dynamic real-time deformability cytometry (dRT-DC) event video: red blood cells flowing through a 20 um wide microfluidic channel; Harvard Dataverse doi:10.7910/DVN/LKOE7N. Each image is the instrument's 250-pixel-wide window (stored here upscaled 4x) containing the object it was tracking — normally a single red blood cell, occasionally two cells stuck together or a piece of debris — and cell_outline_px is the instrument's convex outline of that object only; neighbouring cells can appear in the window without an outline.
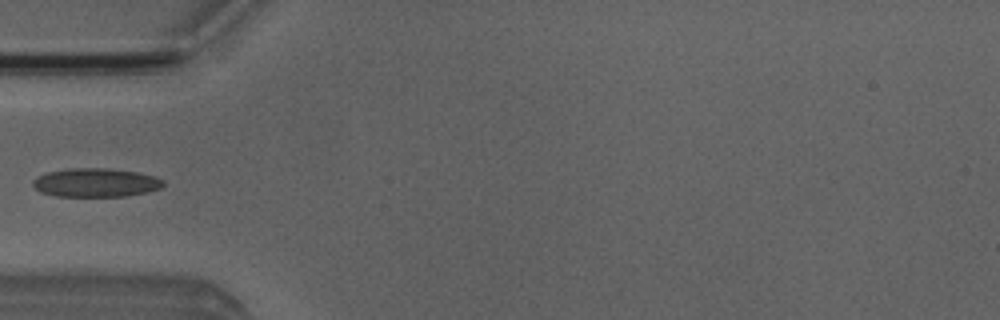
{"species": "Egyptian fruit bat (a non-hibernating species)", "species_latin": "Rousettus aegyptiacus", "temperature_condition": "room temperature", "stored_images_in_passage": 1, "camera_frame_rate_fps": 3000, "um_per_image_px": 0.085, "animal": {"sex": "male"}, "frame": {"image": 1, "passage_image": 1, "time_ms": 0.0, "image_size_px": [1000, 320], "cell_outline_px": [[164, 184], [160, 188], [148, 192], [128, 196], [56, 196], [40, 192], [32, 184], [32, 180], [48, 172], [68, 168], [108, 168], [136, 172], [156, 176], [164, 180]], "centroid_in_image_um": [8.17, 15.52], "position_along_channel_um": 76.8, "area_um2": 21.85}}